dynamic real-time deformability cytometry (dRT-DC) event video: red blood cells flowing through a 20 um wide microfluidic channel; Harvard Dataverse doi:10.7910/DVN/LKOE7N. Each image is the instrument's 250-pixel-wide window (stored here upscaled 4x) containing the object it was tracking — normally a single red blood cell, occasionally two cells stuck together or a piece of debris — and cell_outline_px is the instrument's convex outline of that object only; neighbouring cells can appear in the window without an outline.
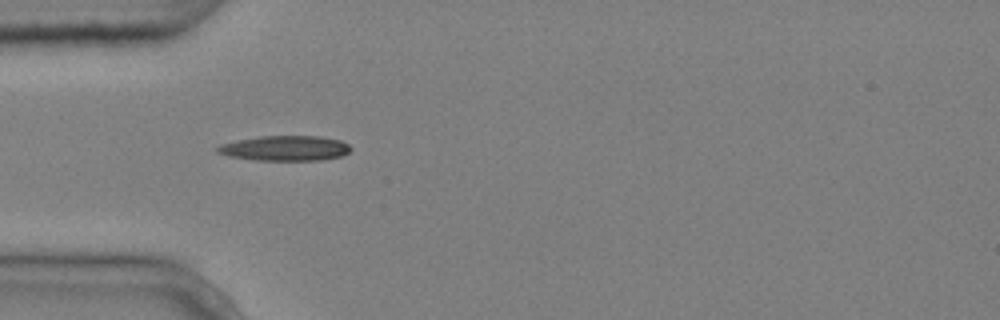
{"species": "common noctule bat (a hibernating species)", "species_latin": "Nyctalus noctula", "temperature_condition": "cold", "stored_images_in_passage": 4, "camera_frame_rate_fps": 3000, "um_per_image_px": 0.085, "animal": {"sex": "male", "body_mass_g": 20.4}, "frame": {"image": 1, "passage_image": 4, "time_ms": 1.0, "image_size_px": [1000, 320], "cell_outline_px": [[352, 148], [348, 152], [340, 156], [320, 160], [256, 160], [228, 156], [216, 152], [216, 148], [220, 144], [236, 140], [260, 136], [320, 136], [340, 140], [348, 144]], "centroid_in_image_um": [24.21, 12.59], "position_along_channel_um": 60.8, "area_um2": 19.48}}